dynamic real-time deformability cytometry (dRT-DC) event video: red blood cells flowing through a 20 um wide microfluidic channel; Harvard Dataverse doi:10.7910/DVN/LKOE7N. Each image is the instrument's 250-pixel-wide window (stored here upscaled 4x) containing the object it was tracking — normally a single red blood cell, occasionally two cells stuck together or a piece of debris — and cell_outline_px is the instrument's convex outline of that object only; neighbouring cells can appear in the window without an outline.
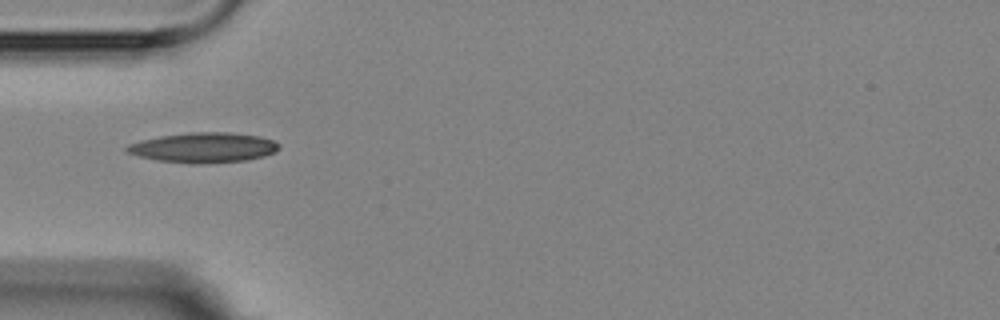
{"species": "Egyptian fruit bat (a non-hibernating species)", "species_latin": "Rousettus aegyptiacus", "temperature_condition": "room temperature", "stored_images_in_passage": 1, "camera_frame_rate_fps": 3000, "um_per_image_px": 0.085, "animal": {"sex": "female"}, "frame": {"image": 1, "passage_image": 1, "time_ms": 0.0, "image_size_px": [1000, 320], "cell_outline_px": [[280, 148], [276, 152], [264, 156], [244, 160], [208, 164], [188, 164], [156, 160], [124, 152], [124, 148], [128, 144], [140, 140], [160, 136], [188, 132], [228, 132], [260, 136], [272, 140], [280, 144]], "centroid_in_image_um": [17.28, 12.55], "position_along_channel_um": 67.7, "area_um2": 26.99}}